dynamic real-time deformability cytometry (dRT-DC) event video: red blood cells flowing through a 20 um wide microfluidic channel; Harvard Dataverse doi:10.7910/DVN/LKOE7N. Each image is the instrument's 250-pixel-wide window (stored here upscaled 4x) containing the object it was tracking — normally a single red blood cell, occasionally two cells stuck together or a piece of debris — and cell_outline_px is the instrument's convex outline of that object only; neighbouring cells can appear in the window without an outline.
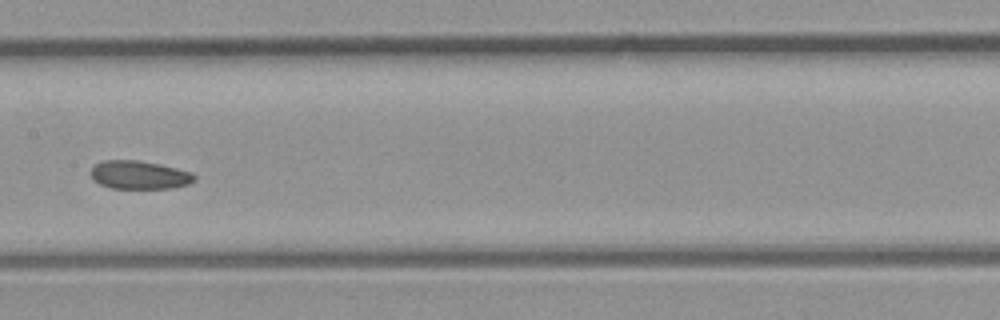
{"species": "common noctule bat (a hibernating species)", "species_latin": "Nyctalus noctula", "temperature_condition": "room temperature", "stored_images_in_passage": 29, "camera_frame_rate_fps": 3000, "um_per_image_px": 0.085, "animal": {"sex": "male", "body_mass_g": 23.1, "forearm_length_mm": 52.7}, "frame": {"image": 1, "passage_image": 17, "time_ms": 5.333, "image_size_px": [1000, 320], "cell_outline_px": [[196, 180], [188, 184], [172, 188], [112, 188], [100, 184], [92, 180], [88, 172], [96, 164], [104, 160], [136, 160], [160, 164], [192, 172], [196, 176]], "centroid_in_image_um": [11.82, 14.87], "position_along_channel_um": 195.6, "area_um2": 17.22}}